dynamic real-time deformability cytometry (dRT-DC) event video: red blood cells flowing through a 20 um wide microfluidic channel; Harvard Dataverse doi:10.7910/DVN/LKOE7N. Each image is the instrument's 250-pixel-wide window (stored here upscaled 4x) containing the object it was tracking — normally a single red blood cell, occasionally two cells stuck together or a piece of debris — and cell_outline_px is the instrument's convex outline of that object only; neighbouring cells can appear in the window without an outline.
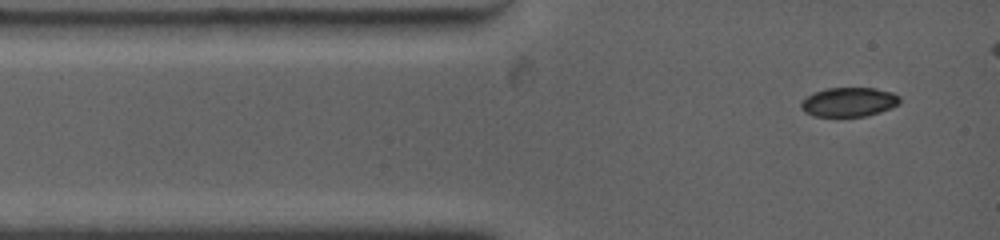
{"species": "common noctule bat (a hibernating species)", "species_latin": "Nyctalus noctula", "temperature_condition": "warm", "stored_images_in_passage": 2, "camera_frame_rate_fps": 4500, "um_per_image_px": 0.085, "animal": {"sex": "female", "body_mass_g": 19.0, "forearm_length_mm": 53.3}, "frame": {"image": 1, "passage_image": 1, "time_ms": 0.0, "image_size_px": [1000, 240], "cell_outline_px": [[900, 104], [892, 108], [880, 112], [864, 116], [812, 116], [804, 112], [800, 108], [800, 104], [808, 96], [816, 92], [828, 88], [876, 88], [892, 92], [900, 96]], "centroid_in_image_um": [72.19, 8.67], "position_along_channel_um": 12.8, "area_um2": 16.82}}